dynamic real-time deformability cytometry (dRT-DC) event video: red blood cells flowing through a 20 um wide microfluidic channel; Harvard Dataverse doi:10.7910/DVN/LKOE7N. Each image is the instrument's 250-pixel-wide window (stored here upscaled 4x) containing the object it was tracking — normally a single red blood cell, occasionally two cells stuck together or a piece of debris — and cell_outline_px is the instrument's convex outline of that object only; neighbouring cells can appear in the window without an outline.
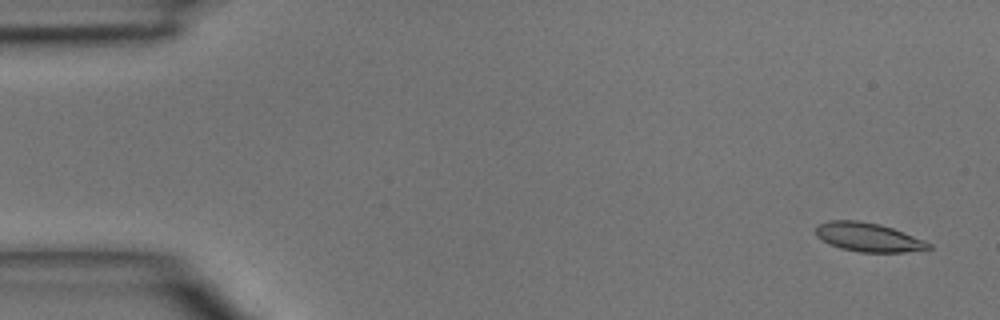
{"species": "common noctule bat (a hibernating species)", "species_latin": "Nyctalus noctula", "temperature_condition": "room temperature", "stored_images_in_passage": 45, "camera_frame_rate_fps": 3000, "um_per_image_px": 0.085, "animal": {"sex": "male", "body_mass_g": 15.6}, "frame": {"image": 1, "passage_image": 2, "time_ms": 0.333, "image_size_px": [1000, 320], "cell_outline_px": [[932, 248], [904, 252], [860, 252], [840, 248], [828, 244], [816, 236], [816, 228], [820, 224], [828, 220], [860, 220], [880, 224], [892, 228], [924, 240], [932, 244]], "centroid_in_image_um": [73.78, 20.16], "position_along_channel_um": 11.2, "area_um2": 18.96}}
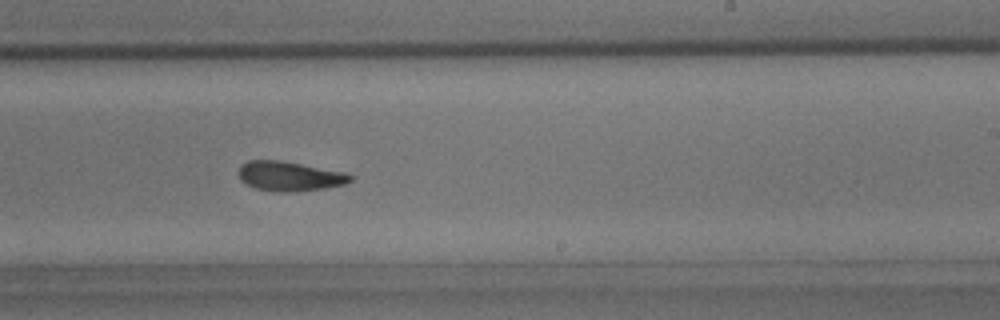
{"frame": {"image": 2, "passage_image": 28, "time_ms": 9.0, "image_size_px": [1000, 320], "cell_outline_px": [[352, 180], [344, 184], [324, 188], [284, 192], [280, 192], [256, 188], [240, 180], [240, 164], [248, 160], [280, 160], [348, 172], [352, 176]], "centroid_in_image_um": [24.64, 14.95], "position_along_channel_um": 264.4, "area_um2": 19.13}}
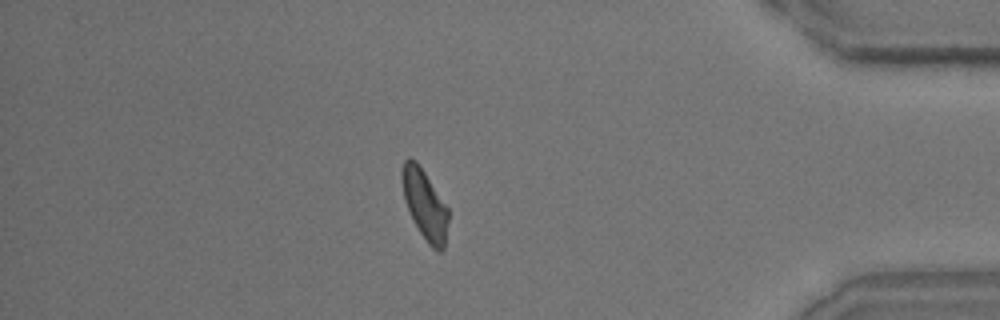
{"frame": {"image": 3, "passage_image": 40, "time_ms": 13.0, "image_size_px": [1000, 320], "cell_outline_px": [[448, 220], [444, 248], [440, 252], [432, 248], [428, 244], [420, 232], [404, 200], [400, 176], [400, 172], [404, 160], [408, 156], [416, 160], [448, 208]], "centroid_in_image_um": [36.08, 17.35], "position_along_channel_um": 399.1, "area_um2": 18.67}}